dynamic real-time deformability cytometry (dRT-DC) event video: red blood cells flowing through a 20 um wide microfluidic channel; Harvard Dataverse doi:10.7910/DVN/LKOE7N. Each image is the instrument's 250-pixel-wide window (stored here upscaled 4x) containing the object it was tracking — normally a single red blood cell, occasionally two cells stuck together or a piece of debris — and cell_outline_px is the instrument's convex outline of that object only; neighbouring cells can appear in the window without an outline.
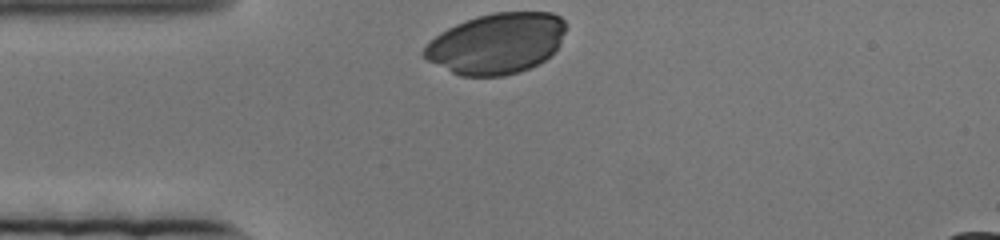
{"species": "human", "species_latin": "Homo sapiens", "temperature_condition": "cold", "stored_images_in_passage": 27, "camera_frame_rate_fps": 3000, "um_per_image_px": 0.085, "donor": {"sex": "female"}, "frame": {"image": 1, "passage_image": 1, "time_ms": 0.0, "image_size_px": [1000, 240], "cell_outline_px": [[564, 32], [560, 44], [544, 60], [520, 72], [504, 76], [460, 76], [428, 60], [420, 52], [440, 32], [456, 24], [476, 16], [496, 12], [552, 12], [560, 16], [564, 20]], "centroid_in_image_um": [42.2, 3.69], "position_along_channel_um": 42.8, "area_um2": 49.82}}
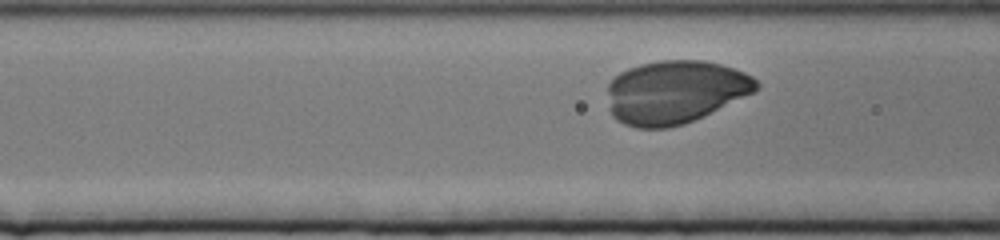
{"frame": {"image": 2, "passage_image": 12, "time_ms": 3.667, "image_size_px": [1000, 240], "cell_outline_px": [[760, 84], [756, 92], [704, 116], [684, 124], [668, 128], [636, 128], [624, 124], [616, 120], [612, 116], [608, 92], [608, 84], [620, 72], [628, 68], [640, 64], [660, 60], [704, 60], [720, 64], [744, 72], [752, 76]], "centroid_in_image_um": [57.4, 7.82], "position_along_channel_um": 109.2, "area_um2": 55.08}}
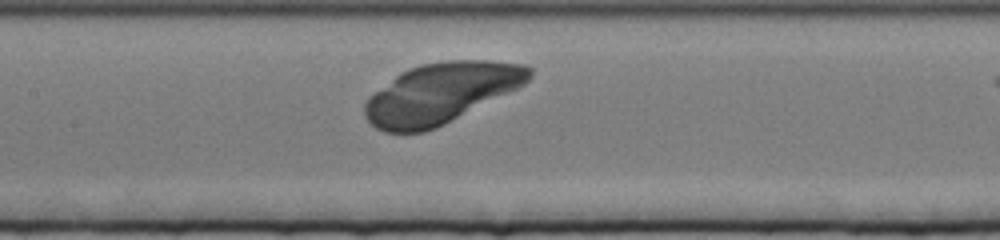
{"frame": {"image": 3, "passage_image": 20, "time_ms": 6.333, "image_size_px": [1000, 240], "cell_outline_px": [[532, 76], [524, 84], [436, 128], [424, 132], [384, 132], [376, 128], [364, 116], [364, 104], [368, 96], [400, 72], [408, 68], [420, 64], [448, 60], [484, 60], [524, 64], [532, 68]], "centroid_in_image_um": [37.43, 7.91], "position_along_channel_um": 170.0, "area_um2": 57.57}}